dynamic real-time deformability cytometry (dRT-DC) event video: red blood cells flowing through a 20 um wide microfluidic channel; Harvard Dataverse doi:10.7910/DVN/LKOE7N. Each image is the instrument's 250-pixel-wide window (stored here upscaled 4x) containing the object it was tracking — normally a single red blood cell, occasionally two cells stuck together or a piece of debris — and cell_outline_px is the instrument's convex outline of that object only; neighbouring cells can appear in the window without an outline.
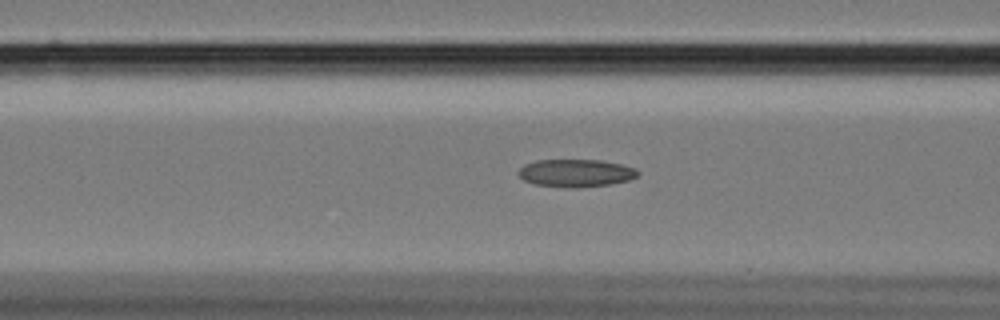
{"species": "Egyptian fruit bat (a non-hibernating species)", "species_latin": "Rousettus aegyptiacus", "temperature_condition": "cold", "stored_images_in_passage": 37, "camera_frame_rate_fps": 3000, "um_per_image_px": 0.085, "animal": {"sex": "female"}, "frame": {"image": 1, "passage_image": 12, "time_ms": 3.667, "image_size_px": [1000, 320], "cell_outline_px": [[640, 172], [636, 176], [628, 180], [608, 184], [576, 188], [572, 188], [532, 184], [524, 180], [516, 172], [524, 164], [536, 160], [600, 160], [620, 164], [636, 168]], "centroid_in_image_um": [48.91, 14.7], "position_along_channel_um": 117.7, "area_um2": 19.25}}
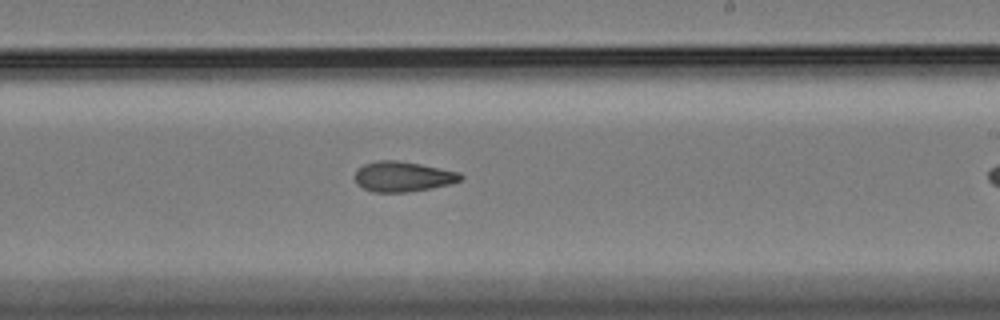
{"frame": {"image": 2, "passage_image": 24, "time_ms": 7.667, "image_size_px": [1000, 320], "cell_outline_px": [[464, 180], [432, 188], [408, 192], [372, 192], [356, 184], [356, 172], [364, 164], [376, 160], [396, 160], [420, 164], [460, 172], [464, 176]], "centroid_in_image_um": [34.28, 15.01], "position_along_channel_um": 254.7, "area_um2": 18.61}}
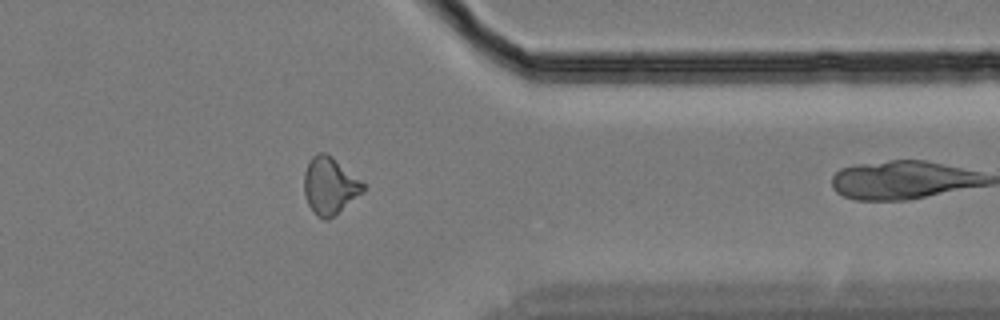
{"frame": {"image": 3, "passage_image": 36, "time_ms": 11.667, "image_size_px": [1000, 320], "cell_outline_px": [[364, 192], [328, 220], [324, 220], [316, 216], [308, 204], [304, 192], [304, 172], [308, 160], [316, 152], [324, 152], [332, 156], [364, 184]], "centroid_in_image_um": [28.0, 15.78], "position_along_channel_um": 383.4, "area_um2": 19.59}}